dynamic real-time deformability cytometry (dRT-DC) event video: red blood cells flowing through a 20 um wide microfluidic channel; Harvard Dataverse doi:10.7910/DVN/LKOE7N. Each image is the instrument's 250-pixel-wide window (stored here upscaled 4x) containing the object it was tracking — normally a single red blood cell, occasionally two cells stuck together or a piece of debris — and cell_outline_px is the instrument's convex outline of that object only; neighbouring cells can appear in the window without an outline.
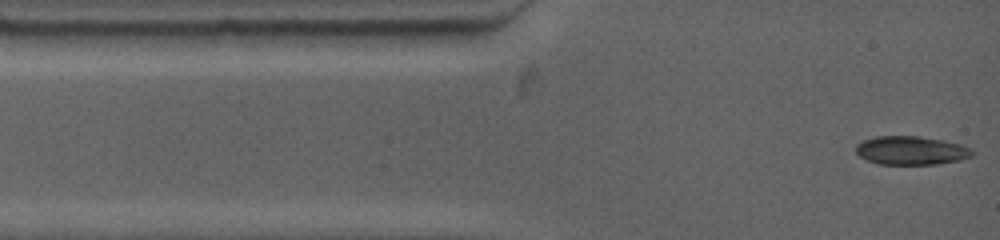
{"species": "common noctule bat (a hibernating species)", "species_latin": "Nyctalus noctula", "temperature_condition": "warm", "stored_images_in_passage": 49, "camera_frame_rate_fps": 4500, "um_per_image_px": 0.085, "animal": {"sex": "female", "body_mass_g": 19.0, "forearm_length_mm": 53.3}, "frame": {"image": 1, "passage_image": 1, "time_ms": 0.0, "image_size_px": [1000, 240], "cell_outline_px": [[972, 156], [960, 160], [936, 164], [880, 164], [868, 160], [860, 156], [856, 152], [856, 144], [864, 140], [876, 136], [920, 136], [944, 140], [960, 144], [972, 148]], "centroid_in_image_um": [77.46, 12.78], "position_along_channel_um": 7.5, "area_um2": 19.36}}
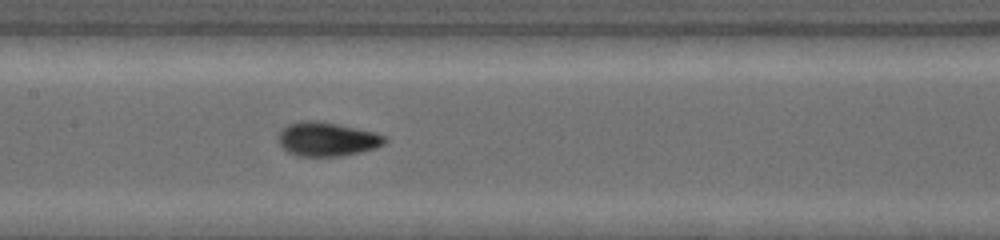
{"frame": {"image": 2, "passage_image": 15, "time_ms": 5.556, "image_size_px": [1000, 240], "cell_outline_px": [[388, 140], [384, 144], [376, 148], [360, 152], [340, 156], [296, 156], [288, 152], [276, 140], [276, 136], [288, 124], [300, 120], [316, 120], [376, 132], [384, 136]], "centroid_in_image_um": [27.78, 11.83], "position_along_channel_um": 179.6, "area_um2": 21.21}}
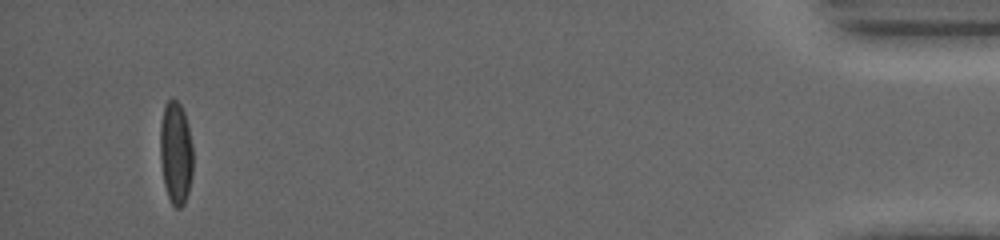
{"frame": {"image": 3, "passage_image": 42, "time_ms": 14.889, "image_size_px": [1000, 240], "cell_outline_px": [[192, 176], [188, 192], [184, 204], [180, 208], [176, 208], [172, 204], [168, 196], [164, 184], [160, 160], [160, 124], [164, 104], [172, 96], [180, 104], [184, 112], [188, 124], [192, 144]], "centroid_in_image_um": [14.93, 12.96], "position_along_channel_um": 420.3, "area_um2": 19.94}, "authors_computed_cell_mechanics": {"area_um2": 19.7676, "velocity_mm_per_s": 3.813, "shape_relaxation_time_tau1_ms": 5.9904, "shape_relaxation_time_tau2_ms": 1.3249, "deformation_change_tau1": 0.1844, "deformation_change_tau2": 0.0411}}